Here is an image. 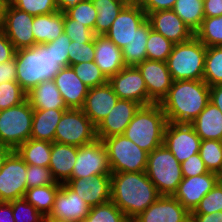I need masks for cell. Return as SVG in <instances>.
<instances>
[{
  "mask_svg": "<svg viewBox=\"0 0 222 222\" xmlns=\"http://www.w3.org/2000/svg\"><path fill=\"white\" fill-rule=\"evenodd\" d=\"M160 197L146 172L111 173V201L132 221Z\"/></svg>",
  "mask_w": 222,
  "mask_h": 222,
  "instance_id": "obj_1",
  "label": "cell"
},
{
  "mask_svg": "<svg viewBox=\"0 0 222 222\" xmlns=\"http://www.w3.org/2000/svg\"><path fill=\"white\" fill-rule=\"evenodd\" d=\"M210 86L204 80L173 81L159 103L167 122L190 124L207 106Z\"/></svg>",
  "mask_w": 222,
  "mask_h": 222,
  "instance_id": "obj_2",
  "label": "cell"
},
{
  "mask_svg": "<svg viewBox=\"0 0 222 222\" xmlns=\"http://www.w3.org/2000/svg\"><path fill=\"white\" fill-rule=\"evenodd\" d=\"M16 81L28 93L44 80L53 79L62 67L46 45L16 50Z\"/></svg>",
  "mask_w": 222,
  "mask_h": 222,
  "instance_id": "obj_3",
  "label": "cell"
},
{
  "mask_svg": "<svg viewBox=\"0 0 222 222\" xmlns=\"http://www.w3.org/2000/svg\"><path fill=\"white\" fill-rule=\"evenodd\" d=\"M166 124V115L159 103L141 106L126 127L124 135L151 153L163 144Z\"/></svg>",
  "mask_w": 222,
  "mask_h": 222,
  "instance_id": "obj_4",
  "label": "cell"
},
{
  "mask_svg": "<svg viewBox=\"0 0 222 222\" xmlns=\"http://www.w3.org/2000/svg\"><path fill=\"white\" fill-rule=\"evenodd\" d=\"M206 51L207 47L195 36L174 44L166 60L173 81L203 80Z\"/></svg>",
  "mask_w": 222,
  "mask_h": 222,
  "instance_id": "obj_5",
  "label": "cell"
},
{
  "mask_svg": "<svg viewBox=\"0 0 222 222\" xmlns=\"http://www.w3.org/2000/svg\"><path fill=\"white\" fill-rule=\"evenodd\" d=\"M145 172L160 195L173 196L183 179L181 164L164 144L148 153Z\"/></svg>",
  "mask_w": 222,
  "mask_h": 222,
  "instance_id": "obj_6",
  "label": "cell"
},
{
  "mask_svg": "<svg viewBox=\"0 0 222 222\" xmlns=\"http://www.w3.org/2000/svg\"><path fill=\"white\" fill-rule=\"evenodd\" d=\"M111 173L145 172L148 152L141 149L124 134L104 138Z\"/></svg>",
  "mask_w": 222,
  "mask_h": 222,
  "instance_id": "obj_7",
  "label": "cell"
},
{
  "mask_svg": "<svg viewBox=\"0 0 222 222\" xmlns=\"http://www.w3.org/2000/svg\"><path fill=\"white\" fill-rule=\"evenodd\" d=\"M34 109L28 100L0 111V143L16 150L31 137Z\"/></svg>",
  "mask_w": 222,
  "mask_h": 222,
  "instance_id": "obj_8",
  "label": "cell"
},
{
  "mask_svg": "<svg viewBox=\"0 0 222 222\" xmlns=\"http://www.w3.org/2000/svg\"><path fill=\"white\" fill-rule=\"evenodd\" d=\"M96 139V126L82 109L64 111L56 127L54 142L80 147Z\"/></svg>",
  "mask_w": 222,
  "mask_h": 222,
  "instance_id": "obj_9",
  "label": "cell"
},
{
  "mask_svg": "<svg viewBox=\"0 0 222 222\" xmlns=\"http://www.w3.org/2000/svg\"><path fill=\"white\" fill-rule=\"evenodd\" d=\"M28 165L14 150L0 170V202L24 198Z\"/></svg>",
  "mask_w": 222,
  "mask_h": 222,
  "instance_id": "obj_10",
  "label": "cell"
},
{
  "mask_svg": "<svg viewBox=\"0 0 222 222\" xmlns=\"http://www.w3.org/2000/svg\"><path fill=\"white\" fill-rule=\"evenodd\" d=\"M95 175H111L107 150L100 139L78 147L76 164L69 180Z\"/></svg>",
  "mask_w": 222,
  "mask_h": 222,
  "instance_id": "obj_11",
  "label": "cell"
},
{
  "mask_svg": "<svg viewBox=\"0 0 222 222\" xmlns=\"http://www.w3.org/2000/svg\"><path fill=\"white\" fill-rule=\"evenodd\" d=\"M163 144L181 164L199 153L201 139L191 124L167 122Z\"/></svg>",
  "mask_w": 222,
  "mask_h": 222,
  "instance_id": "obj_12",
  "label": "cell"
},
{
  "mask_svg": "<svg viewBox=\"0 0 222 222\" xmlns=\"http://www.w3.org/2000/svg\"><path fill=\"white\" fill-rule=\"evenodd\" d=\"M33 20L34 16L6 3L2 31L16 50L34 47Z\"/></svg>",
  "mask_w": 222,
  "mask_h": 222,
  "instance_id": "obj_13",
  "label": "cell"
},
{
  "mask_svg": "<svg viewBox=\"0 0 222 222\" xmlns=\"http://www.w3.org/2000/svg\"><path fill=\"white\" fill-rule=\"evenodd\" d=\"M119 99L131 100L148 105V92L143 76L136 66H125L120 72L108 79Z\"/></svg>",
  "mask_w": 222,
  "mask_h": 222,
  "instance_id": "obj_14",
  "label": "cell"
},
{
  "mask_svg": "<svg viewBox=\"0 0 222 222\" xmlns=\"http://www.w3.org/2000/svg\"><path fill=\"white\" fill-rule=\"evenodd\" d=\"M146 19L141 4H127L104 35L122 49L132 41L135 30Z\"/></svg>",
  "mask_w": 222,
  "mask_h": 222,
  "instance_id": "obj_15",
  "label": "cell"
},
{
  "mask_svg": "<svg viewBox=\"0 0 222 222\" xmlns=\"http://www.w3.org/2000/svg\"><path fill=\"white\" fill-rule=\"evenodd\" d=\"M136 67L145 81L148 92V105L160 103L173 83L166 62L146 59Z\"/></svg>",
  "mask_w": 222,
  "mask_h": 222,
  "instance_id": "obj_16",
  "label": "cell"
},
{
  "mask_svg": "<svg viewBox=\"0 0 222 222\" xmlns=\"http://www.w3.org/2000/svg\"><path fill=\"white\" fill-rule=\"evenodd\" d=\"M220 175L208 172L183 178L173 196L189 212H193L202 198L218 183Z\"/></svg>",
  "mask_w": 222,
  "mask_h": 222,
  "instance_id": "obj_17",
  "label": "cell"
},
{
  "mask_svg": "<svg viewBox=\"0 0 222 222\" xmlns=\"http://www.w3.org/2000/svg\"><path fill=\"white\" fill-rule=\"evenodd\" d=\"M142 105L125 99H118L110 113L96 126L97 139L103 140L124 134L126 127Z\"/></svg>",
  "mask_w": 222,
  "mask_h": 222,
  "instance_id": "obj_18",
  "label": "cell"
},
{
  "mask_svg": "<svg viewBox=\"0 0 222 222\" xmlns=\"http://www.w3.org/2000/svg\"><path fill=\"white\" fill-rule=\"evenodd\" d=\"M151 28L173 44L183 43L194 36V32L173 10H160L147 15Z\"/></svg>",
  "mask_w": 222,
  "mask_h": 222,
  "instance_id": "obj_19",
  "label": "cell"
},
{
  "mask_svg": "<svg viewBox=\"0 0 222 222\" xmlns=\"http://www.w3.org/2000/svg\"><path fill=\"white\" fill-rule=\"evenodd\" d=\"M66 184L90 207L106 203L111 199V175L72 179Z\"/></svg>",
  "mask_w": 222,
  "mask_h": 222,
  "instance_id": "obj_20",
  "label": "cell"
},
{
  "mask_svg": "<svg viewBox=\"0 0 222 222\" xmlns=\"http://www.w3.org/2000/svg\"><path fill=\"white\" fill-rule=\"evenodd\" d=\"M90 208L75 191L63 183L55 197L54 206L49 216L70 222H81L89 214Z\"/></svg>",
  "mask_w": 222,
  "mask_h": 222,
  "instance_id": "obj_21",
  "label": "cell"
},
{
  "mask_svg": "<svg viewBox=\"0 0 222 222\" xmlns=\"http://www.w3.org/2000/svg\"><path fill=\"white\" fill-rule=\"evenodd\" d=\"M190 213L174 196L160 195L144 212L131 222H183Z\"/></svg>",
  "mask_w": 222,
  "mask_h": 222,
  "instance_id": "obj_22",
  "label": "cell"
},
{
  "mask_svg": "<svg viewBox=\"0 0 222 222\" xmlns=\"http://www.w3.org/2000/svg\"><path fill=\"white\" fill-rule=\"evenodd\" d=\"M53 81L68 109H82L90 88L78 78L71 66L59 69Z\"/></svg>",
  "mask_w": 222,
  "mask_h": 222,
  "instance_id": "obj_23",
  "label": "cell"
},
{
  "mask_svg": "<svg viewBox=\"0 0 222 222\" xmlns=\"http://www.w3.org/2000/svg\"><path fill=\"white\" fill-rule=\"evenodd\" d=\"M118 99L119 97L107 82L89 89L82 110L91 122L97 126L110 113Z\"/></svg>",
  "mask_w": 222,
  "mask_h": 222,
  "instance_id": "obj_24",
  "label": "cell"
},
{
  "mask_svg": "<svg viewBox=\"0 0 222 222\" xmlns=\"http://www.w3.org/2000/svg\"><path fill=\"white\" fill-rule=\"evenodd\" d=\"M94 45V62L107 79L120 72L126 66L123 61L122 49L105 35H95Z\"/></svg>",
  "mask_w": 222,
  "mask_h": 222,
  "instance_id": "obj_25",
  "label": "cell"
},
{
  "mask_svg": "<svg viewBox=\"0 0 222 222\" xmlns=\"http://www.w3.org/2000/svg\"><path fill=\"white\" fill-rule=\"evenodd\" d=\"M78 147L58 142H52L49 169L56 182L66 183L76 164Z\"/></svg>",
  "mask_w": 222,
  "mask_h": 222,
  "instance_id": "obj_26",
  "label": "cell"
},
{
  "mask_svg": "<svg viewBox=\"0 0 222 222\" xmlns=\"http://www.w3.org/2000/svg\"><path fill=\"white\" fill-rule=\"evenodd\" d=\"M34 47L56 40L64 32V12L34 16Z\"/></svg>",
  "mask_w": 222,
  "mask_h": 222,
  "instance_id": "obj_27",
  "label": "cell"
},
{
  "mask_svg": "<svg viewBox=\"0 0 222 222\" xmlns=\"http://www.w3.org/2000/svg\"><path fill=\"white\" fill-rule=\"evenodd\" d=\"M190 124L201 140L222 141V113L210 101Z\"/></svg>",
  "mask_w": 222,
  "mask_h": 222,
  "instance_id": "obj_28",
  "label": "cell"
},
{
  "mask_svg": "<svg viewBox=\"0 0 222 222\" xmlns=\"http://www.w3.org/2000/svg\"><path fill=\"white\" fill-rule=\"evenodd\" d=\"M33 109H68L53 79L42 81L27 93Z\"/></svg>",
  "mask_w": 222,
  "mask_h": 222,
  "instance_id": "obj_29",
  "label": "cell"
},
{
  "mask_svg": "<svg viewBox=\"0 0 222 222\" xmlns=\"http://www.w3.org/2000/svg\"><path fill=\"white\" fill-rule=\"evenodd\" d=\"M65 110L68 109H34L30 138L54 142L57 124Z\"/></svg>",
  "mask_w": 222,
  "mask_h": 222,
  "instance_id": "obj_30",
  "label": "cell"
},
{
  "mask_svg": "<svg viewBox=\"0 0 222 222\" xmlns=\"http://www.w3.org/2000/svg\"><path fill=\"white\" fill-rule=\"evenodd\" d=\"M150 33V22L146 19L135 30L132 41L122 48L123 61L126 66H136L147 59L146 44Z\"/></svg>",
  "mask_w": 222,
  "mask_h": 222,
  "instance_id": "obj_31",
  "label": "cell"
},
{
  "mask_svg": "<svg viewBox=\"0 0 222 222\" xmlns=\"http://www.w3.org/2000/svg\"><path fill=\"white\" fill-rule=\"evenodd\" d=\"M52 143L30 138L15 151L27 165L49 167Z\"/></svg>",
  "mask_w": 222,
  "mask_h": 222,
  "instance_id": "obj_32",
  "label": "cell"
},
{
  "mask_svg": "<svg viewBox=\"0 0 222 222\" xmlns=\"http://www.w3.org/2000/svg\"><path fill=\"white\" fill-rule=\"evenodd\" d=\"M97 17L94 26L95 35H104L111 27L121 10L129 4L120 0H92Z\"/></svg>",
  "mask_w": 222,
  "mask_h": 222,
  "instance_id": "obj_33",
  "label": "cell"
},
{
  "mask_svg": "<svg viewBox=\"0 0 222 222\" xmlns=\"http://www.w3.org/2000/svg\"><path fill=\"white\" fill-rule=\"evenodd\" d=\"M60 186L61 184L56 182L53 185L29 188L26 190L24 199L32 204L43 216H47L53 209L55 197Z\"/></svg>",
  "mask_w": 222,
  "mask_h": 222,
  "instance_id": "obj_34",
  "label": "cell"
},
{
  "mask_svg": "<svg viewBox=\"0 0 222 222\" xmlns=\"http://www.w3.org/2000/svg\"><path fill=\"white\" fill-rule=\"evenodd\" d=\"M172 10L194 33L205 18L202 0H176Z\"/></svg>",
  "mask_w": 222,
  "mask_h": 222,
  "instance_id": "obj_35",
  "label": "cell"
},
{
  "mask_svg": "<svg viewBox=\"0 0 222 222\" xmlns=\"http://www.w3.org/2000/svg\"><path fill=\"white\" fill-rule=\"evenodd\" d=\"M203 80L209 85H222V46L207 47Z\"/></svg>",
  "mask_w": 222,
  "mask_h": 222,
  "instance_id": "obj_36",
  "label": "cell"
},
{
  "mask_svg": "<svg viewBox=\"0 0 222 222\" xmlns=\"http://www.w3.org/2000/svg\"><path fill=\"white\" fill-rule=\"evenodd\" d=\"M194 36L206 47L222 46V15L205 17Z\"/></svg>",
  "mask_w": 222,
  "mask_h": 222,
  "instance_id": "obj_37",
  "label": "cell"
},
{
  "mask_svg": "<svg viewBox=\"0 0 222 222\" xmlns=\"http://www.w3.org/2000/svg\"><path fill=\"white\" fill-rule=\"evenodd\" d=\"M199 154L208 171L222 175V141L201 140Z\"/></svg>",
  "mask_w": 222,
  "mask_h": 222,
  "instance_id": "obj_38",
  "label": "cell"
},
{
  "mask_svg": "<svg viewBox=\"0 0 222 222\" xmlns=\"http://www.w3.org/2000/svg\"><path fill=\"white\" fill-rule=\"evenodd\" d=\"M81 222H131L111 200L90 208L87 217Z\"/></svg>",
  "mask_w": 222,
  "mask_h": 222,
  "instance_id": "obj_39",
  "label": "cell"
},
{
  "mask_svg": "<svg viewBox=\"0 0 222 222\" xmlns=\"http://www.w3.org/2000/svg\"><path fill=\"white\" fill-rule=\"evenodd\" d=\"M174 44L160 33L154 31L150 25V33L146 44L148 60L166 62L172 52Z\"/></svg>",
  "mask_w": 222,
  "mask_h": 222,
  "instance_id": "obj_40",
  "label": "cell"
},
{
  "mask_svg": "<svg viewBox=\"0 0 222 222\" xmlns=\"http://www.w3.org/2000/svg\"><path fill=\"white\" fill-rule=\"evenodd\" d=\"M78 78L89 88L106 84L108 79L94 61L71 65Z\"/></svg>",
  "mask_w": 222,
  "mask_h": 222,
  "instance_id": "obj_41",
  "label": "cell"
},
{
  "mask_svg": "<svg viewBox=\"0 0 222 222\" xmlns=\"http://www.w3.org/2000/svg\"><path fill=\"white\" fill-rule=\"evenodd\" d=\"M64 13L77 23L84 24L94 32L97 10L94 7L92 0H85L75 6H71Z\"/></svg>",
  "mask_w": 222,
  "mask_h": 222,
  "instance_id": "obj_42",
  "label": "cell"
},
{
  "mask_svg": "<svg viewBox=\"0 0 222 222\" xmlns=\"http://www.w3.org/2000/svg\"><path fill=\"white\" fill-rule=\"evenodd\" d=\"M27 98V93L17 81L0 84V111L19 105Z\"/></svg>",
  "mask_w": 222,
  "mask_h": 222,
  "instance_id": "obj_43",
  "label": "cell"
},
{
  "mask_svg": "<svg viewBox=\"0 0 222 222\" xmlns=\"http://www.w3.org/2000/svg\"><path fill=\"white\" fill-rule=\"evenodd\" d=\"M11 4L32 16L59 11L55 0H12Z\"/></svg>",
  "mask_w": 222,
  "mask_h": 222,
  "instance_id": "obj_44",
  "label": "cell"
},
{
  "mask_svg": "<svg viewBox=\"0 0 222 222\" xmlns=\"http://www.w3.org/2000/svg\"><path fill=\"white\" fill-rule=\"evenodd\" d=\"M14 222H43L44 216L24 198L10 201Z\"/></svg>",
  "mask_w": 222,
  "mask_h": 222,
  "instance_id": "obj_45",
  "label": "cell"
},
{
  "mask_svg": "<svg viewBox=\"0 0 222 222\" xmlns=\"http://www.w3.org/2000/svg\"><path fill=\"white\" fill-rule=\"evenodd\" d=\"M69 66L94 61L95 45L94 39L91 42L71 41L68 47Z\"/></svg>",
  "mask_w": 222,
  "mask_h": 222,
  "instance_id": "obj_46",
  "label": "cell"
},
{
  "mask_svg": "<svg viewBox=\"0 0 222 222\" xmlns=\"http://www.w3.org/2000/svg\"><path fill=\"white\" fill-rule=\"evenodd\" d=\"M216 211H222V187L218 183L190 214H211Z\"/></svg>",
  "mask_w": 222,
  "mask_h": 222,
  "instance_id": "obj_47",
  "label": "cell"
},
{
  "mask_svg": "<svg viewBox=\"0 0 222 222\" xmlns=\"http://www.w3.org/2000/svg\"><path fill=\"white\" fill-rule=\"evenodd\" d=\"M64 33L75 42H91L94 39V32L84 24L77 23L64 13Z\"/></svg>",
  "mask_w": 222,
  "mask_h": 222,
  "instance_id": "obj_48",
  "label": "cell"
},
{
  "mask_svg": "<svg viewBox=\"0 0 222 222\" xmlns=\"http://www.w3.org/2000/svg\"><path fill=\"white\" fill-rule=\"evenodd\" d=\"M27 189L32 187H41L53 185L56 183L48 167H39L36 165H28L26 176Z\"/></svg>",
  "mask_w": 222,
  "mask_h": 222,
  "instance_id": "obj_49",
  "label": "cell"
},
{
  "mask_svg": "<svg viewBox=\"0 0 222 222\" xmlns=\"http://www.w3.org/2000/svg\"><path fill=\"white\" fill-rule=\"evenodd\" d=\"M70 43V38L64 32L56 40L45 43L51 49L52 56L61 67L69 66L68 47Z\"/></svg>",
  "mask_w": 222,
  "mask_h": 222,
  "instance_id": "obj_50",
  "label": "cell"
},
{
  "mask_svg": "<svg viewBox=\"0 0 222 222\" xmlns=\"http://www.w3.org/2000/svg\"><path fill=\"white\" fill-rule=\"evenodd\" d=\"M181 170L183 178L194 177L209 172L199 153L183 161L181 163Z\"/></svg>",
  "mask_w": 222,
  "mask_h": 222,
  "instance_id": "obj_51",
  "label": "cell"
},
{
  "mask_svg": "<svg viewBox=\"0 0 222 222\" xmlns=\"http://www.w3.org/2000/svg\"><path fill=\"white\" fill-rule=\"evenodd\" d=\"M176 0H144L141 3L142 9L148 15L151 12L160 10H172Z\"/></svg>",
  "mask_w": 222,
  "mask_h": 222,
  "instance_id": "obj_52",
  "label": "cell"
},
{
  "mask_svg": "<svg viewBox=\"0 0 222 222\" xmlns=\"http://www.w3.org/2000/svg\"><path fill=\"white\" fill-rule=\"evenodd\" d=\"M16 49L3 31H0V63L15 57Z\"/></svg>",
  "mask_w": 222,
  "mask_h": 222,
  "instance_id": "obj_53",
  "label": "cell"
},
{
  "mask_svg": "<svg viewBox=\"0 0 222 222\" xmlns=\"http://www.w3.org/2000/svg\"><path fill=\"white\" fill-rule=\"evenodd\" d=\"M17 68L15 57L4 63H0V84L4 82L16 81Z\"/></svg>",
  "mask_w": 222,
  "mask_h": 222,
  "instance_id": "obj_54",
  "label": "cell"
},
{
  "mask_svg": "<svg viewBox=\"0 0 222 222\" xmlns=\"http://www.w3.org/2000/svg\"><path fill=\"white\" fill-rule=\"evenodd\" d=\"M203 4L205 17H216L222 15V0H205Z\"/></svg>",
  "mask_w": 222,
  "mask_h": 222,
  "instance_id": "obj_55",
  "label": "cell"
},
{
  "mask_svg": "<svg viewBox=\"0 0 222 222\" xmlns=\"http://www.w3.org/2000/svg\"><path fill=\"white\" fill-rule=\"evenodd\" d=\"M195 222H222V211L211 214H190Z\"/></svg>",
  "mask_w": 222,
  "mask_h": 222,
  "instance_id": "obj_56",
  "label": "cell"
},
{
  "mask_svg": "<svg viewBox=\"0 0 222 222\" xmlns=\"http://www.w3.org/2000/svg\"><path fill=\"white\" fill-rule=\"evenodd\" d=\"M222 113V85L210 86V100Z\"/></svg>",
  "mask_w": 222,
  "mask_h": 222,
  "instance_id": "obj_57",
  "label": "cell"
},
{
  "mask_svg": "<svg viewBox=\"0 0 222 222\" xmlns=\"http://www.w3.org/2000/svg\"><path fill=\"white\" fill-rule=\"evenodd\" d=\"M0 222H14L12 205L10 202H0Z\"/></svg>",
  "mask_w": 222,
  "mask_h": 222,
  "instance_id": "obj_58",
  "label": "cell"
},
{
  "mask_svg": "<svg viewBox=\"0 0 222 222\" xmlns=\"http://www.w3.org/2000/svg\"><path fill=\"white\" fill-rule=\"evenodd\" d=\"M82 1H85V0H55L57 8L61 12H64L71 6H75Z\"/></svg>",
  "mask_w": 222,
  "mask_h": 222,
  "instance_id": "obj_59",
  "label": "cell"
},
{
  "mask_svg": "<svg viewBox=\"0 0 222 222\" xmlns=\"http://www.w3.org/2000/svg\"><path fill=\"white\" fill-rule=\"evenodd\" d=\"M14 150L6 145L0 143V170L2 169L5 160Z\"/></svg>",
  "mask_w": 222,
  "mask_h": 222,
  "instance_id": "obj_60",
  "label": "cell"
},
{
  "mask_svg": "<svg viewBox=\"0 0 222 222\" xmlns=\"http://www.w3.org/2000/svg\"><path fill=\"white\" fill-rule=\"evenodd\" d=\"M6 3L0 0V31L3 30V18H4V8Z\"/></svg>",
  "mask_w": 222,
  "mask_h": 222,
  "instance_id": "obj_61",
  "label": "cell"
},
{
  "mask_svg": "<svg viewBox=\"0 0 222 222\" xmlns=\"http://www.w3.org/2000/svg\"><path fill=\"white\" fill-rule=\"evenodd\" d=\"M43 222H70L60 218L50 217L49 215L44 216Z\"/></svg>",
  "mask_w": 222,
  "mask_h": 222,
  "instance_id": "obj_62",
  "label": "cell"
},
{
  "mask_svg": "<svg viewBox=\"0 0 222 222\" xmlns=\"http://www.w3.org/2000/svg\"><path fill=\"white\" fill-rule=\"evenodd\" d=\"M144 0H129V4L130 3H134V4H141Z\"/></svg>",
  "mask_w": 222,
  "mask_h": 222,
  "instance_id": "obj_63",
  "label": "cell"
},
{
  "mask_svg": "<svg viewBox=\"0 0 222 222\" xmlns=\"http://www.w3.org/2000/svg\"><path fill=\"white\" fill-rule=\"evenodd\" d=\"M183 222H195L194 220H193V218L191 217V215L186 219V220H184Z\"/></svg>",
  "mask_w": 222,
  "mask_h": 222,
  "instance_id": "obj_64",
  "label": "cell"
},
{
  "mask_svg": "<svg viewBox=\"0 0 222 222\" xmlns=\"http://www.w3.org/2000/svg\"><path fill=\"white\" fill-rule=\"evenodd\" d=\"M218 184L222 187V175H220V177L218 179Z\"/></svg>",
  "mask_w": 222,
  "mask_h": 222,
  "instance_id": "obj_65",
  "label": "cell"
},
{
  "mask_svg": "<svg viewBox=\"0 0 222 222\" xmlns=\"http://www.w3.org/2000/svg\"><path fill=\"white\" fill-rule=\"evenodd\" d=\"M4 1L5 3H11L12 0H2Z\"/></svg>",
  "mask_w": 222,
  "mask_h": 222,
  "instance_id": "obj_66",
  "label": "cell"
}]
</instances>
